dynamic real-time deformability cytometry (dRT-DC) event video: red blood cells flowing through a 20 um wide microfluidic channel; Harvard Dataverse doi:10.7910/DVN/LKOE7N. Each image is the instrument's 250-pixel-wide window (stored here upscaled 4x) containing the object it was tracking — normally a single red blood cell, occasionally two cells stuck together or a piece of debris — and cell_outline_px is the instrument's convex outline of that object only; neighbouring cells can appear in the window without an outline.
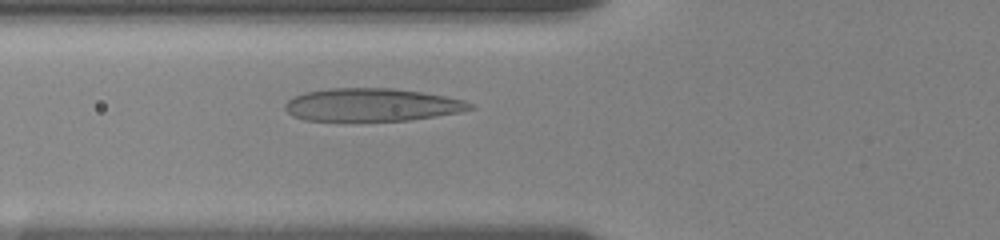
{"species": "human", "species_latin": "Homo sapiens", "temperature_condition": "room temperature", "stored_images_in_passage": 24, "camera_frame_rate_fps": 3000, "um_per_image_px": 0.085, "donor": {"sex": "female"}, "frame": {"image": 1, "passage_image": 7, "time_ms": 4.667, "image_size_px": [1000, 240], "cell_outline_px": [[476, 108], [460, 112], [436, 116], [408, 120], [304, 120], [292, 116], [284, 108], [284, 104], [288, 100], [304, 92], [328, 88], [392, 88], [424, 92], [464, 100], [476, 104]], "centroid_in_image_um": [31.64, 8.9], "position_along_channel_um": 94.2, "area_um2": 35.49}}
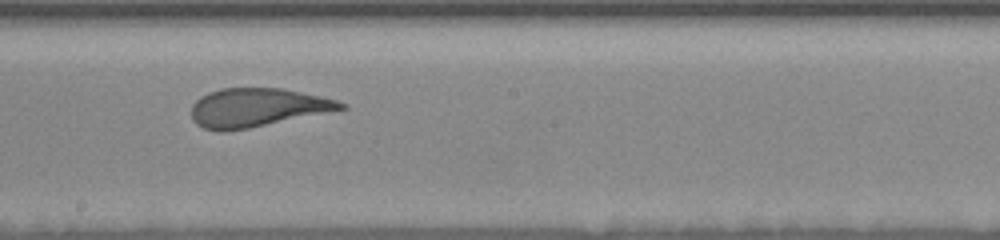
{"frame": {"image": 2, "passage_image": 15, "time_ms": 8.333, "image_size_px": [1000, 240], "cell_outline_px": [[348, 108], [248, 128], [224, 132], [220, 132], [204, 128], [196, 124], [192, 120], [192, 104], [200, 96], [208, 92], [220, 88], [284, 88], [320, 96], [336, 100], [348, 104]], "centroid_in_image_um": [21.83, 9.14], "position_along_channel_um": 226.4, "area_um2": 33.64}}
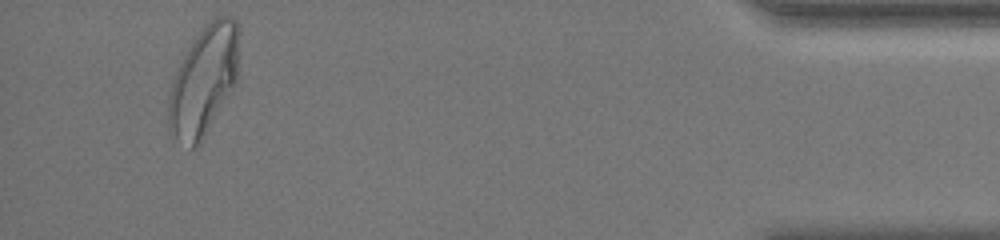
{"frame": {"image": 3, "passage_image": 23, "time_ms": 15.333, "image_size_px": [1000, 240], "cell_outline_px": [[240, 32], [236, 84], [200, 144], [196, 148], [192, 148], [172, 136], [168, 132], [168, 100], [172, 84], [176, 72], [192, 40], [216, 16], [232, 16], [240, 24]], "centroid_in_image_um": [17.35, 6.86], "position_along_channel_um": 417.9, "area_um2": 44.97}, "authors_computed_cell_mechanics": {"area_um2": 35.4892, "velocity_mm_per_s": 3.6024, "shape_relaxation_time_tau1_ms": 4.5419, "shape_relaxation_time_tau2_ms": 0.8733, "deformation_change_tau1": 0.1918, "deformation_change_tau2": 0.0932}}